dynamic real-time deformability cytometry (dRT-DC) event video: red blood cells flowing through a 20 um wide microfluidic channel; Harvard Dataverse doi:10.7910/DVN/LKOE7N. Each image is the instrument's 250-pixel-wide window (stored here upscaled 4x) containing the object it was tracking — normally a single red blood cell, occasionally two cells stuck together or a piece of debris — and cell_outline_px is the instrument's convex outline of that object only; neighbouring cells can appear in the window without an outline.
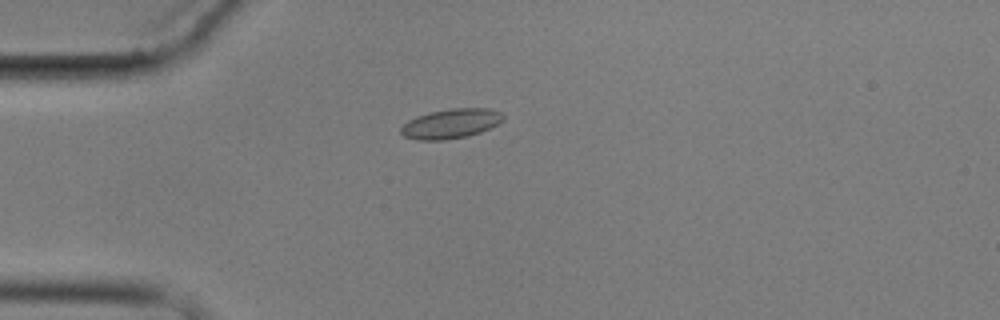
{"species": "common noctule bat (a hibernating species)", "species_latin": "Nyctalus noctula", "temperature_condition": "cold", "stored_images_in_passage": 7, "camera_frame_rate_fps": 3000, "um_per_image_px": 0.085, "animal": {"sex": "male", "body_mass_g": 17.9}, "frame": {"image": 1, "passage_image": 5, "time_ms": 5.0, "image_size_px": [1000, 320], "cell_outline_px": [[504, 120], [480, 132], [468, 136], [444, 140], [416, 140], [404, 136], [400, 132], [400, 128], [408, 120], [416, 116], [428, 112], [452, 108], [488, 108], [500, 112], [504, 116]], "centroid_in_image_um": [38.29, 10.51], "position_along_channel_um": 46.7, "area_um2": 17.69}}
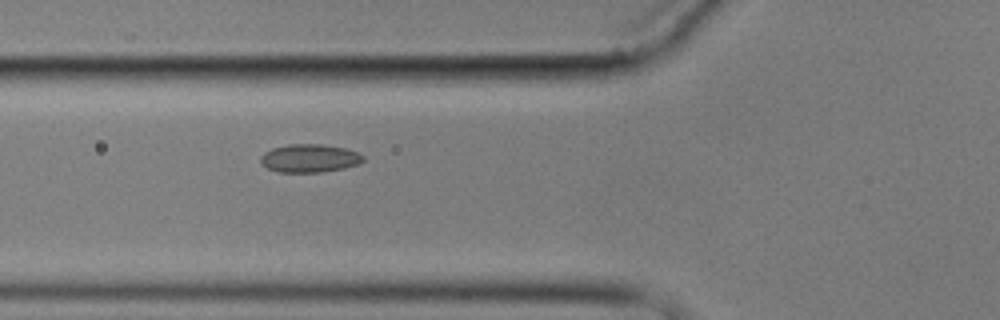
{"frame": {"image": 2, "passage_image": 7, "time_ms": 7.0, "image_size_px": [1000, 320], "cell_outline_px": [[364, 160], [356, 164], [344, 168], [320, 172], [280, 172], [268, 168], [260, 160], [260, 156], [264, 152], [272, 148], [288, 144], [320, 144], [344, 148], [356, 152], [364, 156]], "centroid_in_image_um": [26.29, 13.44], "position_along_channel_um": 99.5, "area_um2": 16.65}}